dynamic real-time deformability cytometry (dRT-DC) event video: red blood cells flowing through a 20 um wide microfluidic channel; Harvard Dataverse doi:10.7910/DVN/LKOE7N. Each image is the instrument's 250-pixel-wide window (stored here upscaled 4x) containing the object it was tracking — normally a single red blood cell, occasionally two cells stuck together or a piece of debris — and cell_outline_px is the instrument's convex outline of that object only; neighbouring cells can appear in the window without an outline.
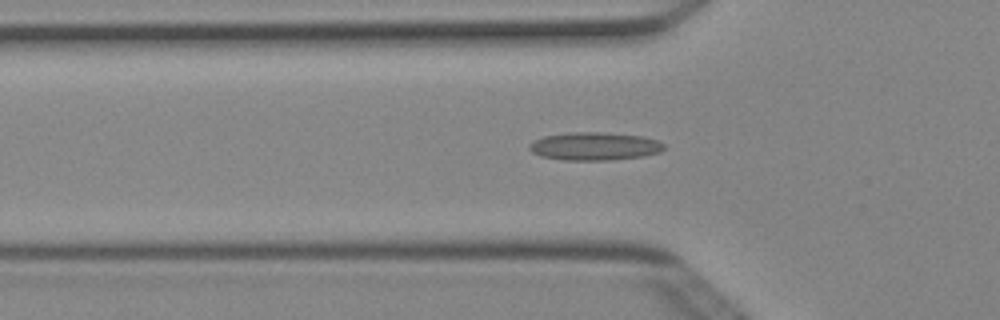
{"species": "Egyptian fruit bat (a non-hibernating species)", "species_latin": "Rousettus aegyptiacus", "temperature_condition": "cold", "stored_images_in_passage": 44, "camera_frame_rate_fps": 3000, "um_per_image_px": 0.085, "animal": {"sex": "female"}, "frame": {"image": 1, "passage_image": 16, "time_ms": 5.0, "image_size_px": [1000, 320], "cell_outline_px": [[664, 148], [660, 152], [644, 156], [612, 160], [564, 160], [540, 156], [532, 152], [528, 148], [528, 144], [532, 140], [544, 136], [568, 132], [600, 132], [644, 136], [656, 140], [664, 144]], "centroid_in_image_um": [50.5, 12.43], "position_along_channel_um": 75.3, "area_um2": 22.2}}
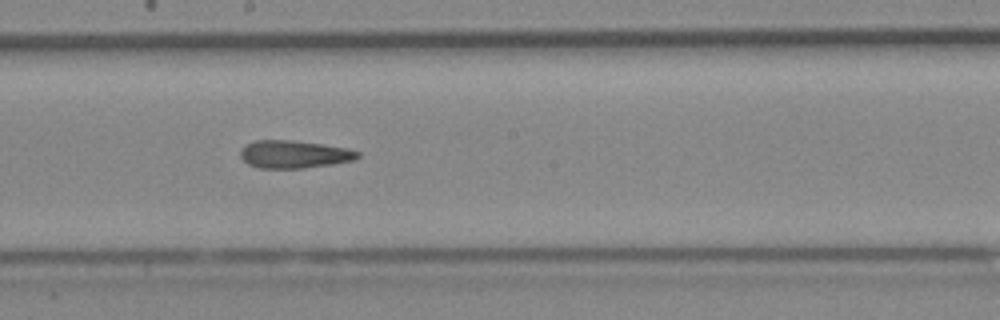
{"frame": {"image": 2, "passage_image": 27, "time_ms": 8.667, "image_size_px": [1000, 320], "cell_outline_px": [[360, 156], [356, 160], [332, 164], [304, 168], [260, 168], [248, 164], [240, 156], [240, 152], [248, 144], [256, 140], [292, 140], [348, 148], [360, 152]], "centroid_in_image_um": [25.04, 13.12], "position_along_channel_um": 223.2, "area_um2": 18.84}}
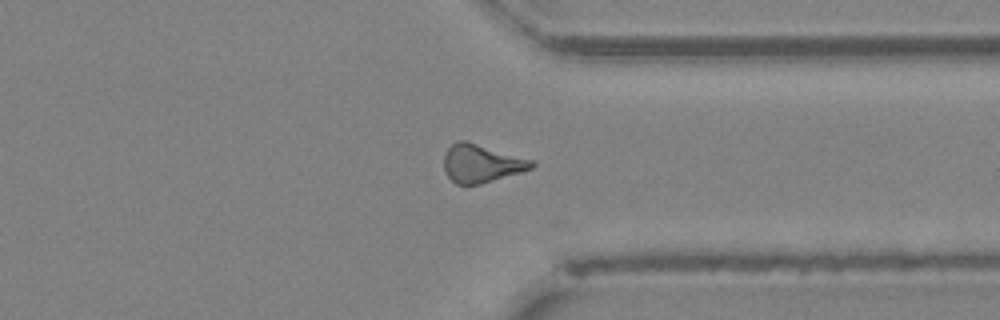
{"frame": {"image": 3, "passage_image": 38, "time_ms": 12.333, "image_size_px": [1000, 320], "cell_outline_px": [[536, 164], [532, 168], [520, 172], [480, 184], [456, 184], [448, 176], [444, 168], [444, 156], [448, 148], [456, 140], [468, 140], [536, 160]], "centroid_in_image_um": [40.95, 13.85], "position_along_channel_um": 370.4, "area_um2": 19.71}, "authors_computed_cell_mechanics": {"area_um2": 19.3919, "velocity_mm_per_s": 4.0293, "shape_relaxation_time_tau1_ms": null, "shape_relaxation_time_tau2_ms": 6.8017, "deformation_change_tau1": null, "deformation_change_tau2": 0.2047}}